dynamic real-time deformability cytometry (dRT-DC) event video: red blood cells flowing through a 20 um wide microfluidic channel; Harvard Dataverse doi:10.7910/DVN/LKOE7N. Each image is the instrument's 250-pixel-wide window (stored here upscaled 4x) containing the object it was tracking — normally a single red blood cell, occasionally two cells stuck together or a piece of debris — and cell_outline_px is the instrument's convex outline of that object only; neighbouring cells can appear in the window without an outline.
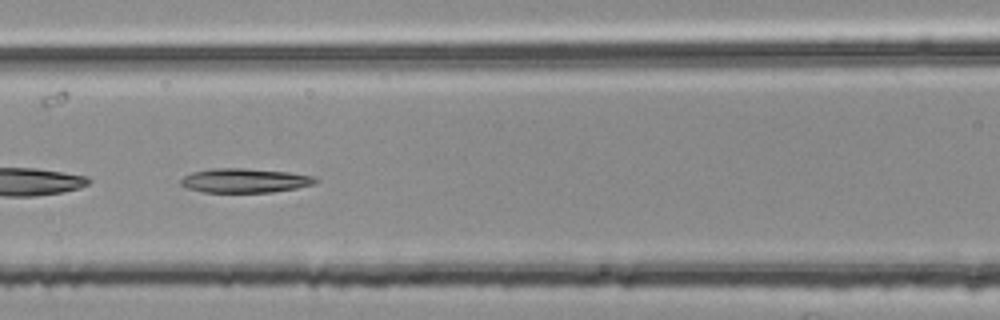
{"species": "common noctule bat (a hibernating species)", "species_latin": "Nyctalus noctula", "temperature_condition": "room temperature", "stored_images_in_passage": 40, "camera_frame_rate_fps": 3000, "um_per_image_px": 0.085, "animal": {"sex": "female", "body_mass_g": 25.1}, "frame": {"image": 1, "passage_image": 12, "time_ms": 3.667, "image_size_px": [1000, 320], "cell_outline_px": [[320, 180], [316, 184], [296, 188], [272, 192], [204, 192], [188, 188], [180, 184], [180, 180], [184, 176], [192, 172], [212, 168], [244, 168], [288, 172], [312, 176]], "centroid_in_image_um": [20.82, 15.34], "position_along_channel_um": 145.8, "area_um2": 19.02}, "authors_computed_cell_mechanics": {"area_um2": 19.074, "velocity_mm_per_s": 3.781, "shape_relaxation_time_tau1_ms": 7.3264, "shape_relaxation_time_tau2_ms": 5.7763, "deformation_change_tau1": 0.1762, "deformation_change_tau2": 0.0981}}